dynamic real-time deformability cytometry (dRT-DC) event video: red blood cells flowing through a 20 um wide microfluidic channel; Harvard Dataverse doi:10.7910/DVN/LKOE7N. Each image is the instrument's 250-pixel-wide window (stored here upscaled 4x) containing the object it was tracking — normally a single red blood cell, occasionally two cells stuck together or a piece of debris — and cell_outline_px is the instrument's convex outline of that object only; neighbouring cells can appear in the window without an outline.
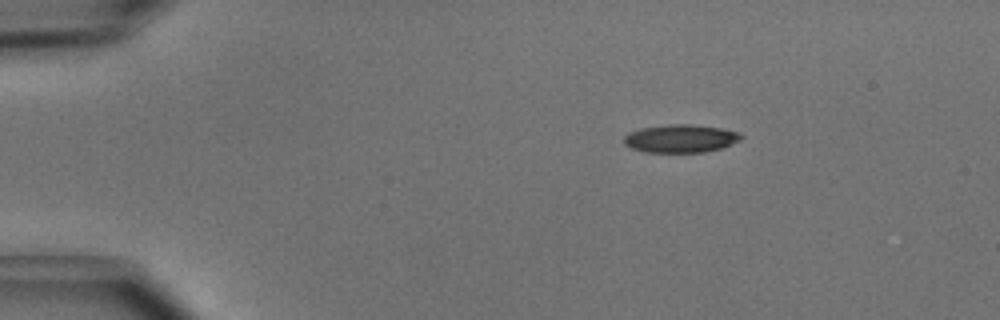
{"species": "common noctule bat (a hibernating species)", "species_latin": "Nyctalus noctula", "temperature_condition": "cold", "stored_images_in_passage": 3, "camera_frame_rate_fps": 3000, "um_per_image_px": 0.085, "animal": {"sex": "male", "body_mass_g": 15.6}, "frame": {"image": 1, "passage_image": 1, "time_ms": 0.0, "image_size_px": [1000, 320], "cell_outline_px": [[744, 136], [740, 140], [720, 148], [704, 152], [644, 152], [632, 148], [624, 144], [624, 136], [628, 132], [640, 128], [668, 124], [692, 124], [720, 128], [740, 132]], "centroid_in_image_um": [57.83, 11.76], "position_along_channel_um": 27.2, "area_um2": 19.19}}
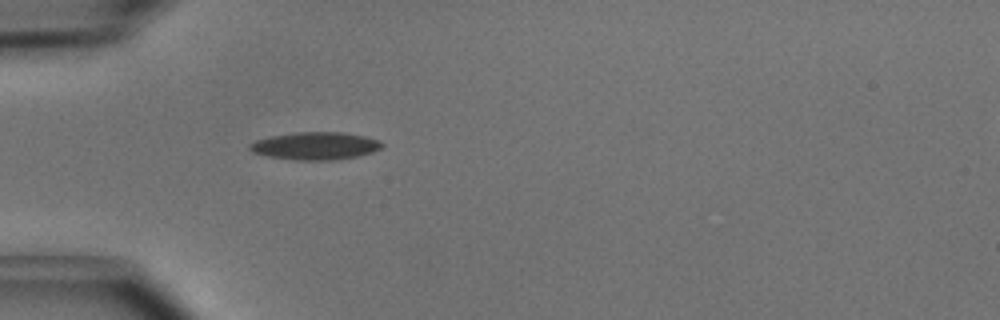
{"frame": {"image": 2, "passage_image": 3, "time_ms": 0.667, "image_size_px": [1000, 320], "cell_outline_px": [[384, 144], [380, 148], [372, 152], [356, 156], [336, 160], [292, 160], [268, 156], [252, 152], [248, 148], [248, 144], [256, 140], [272, 136], [296, 132], [340, 132], [364, 136], [380, 140]], "centroid_in_image_um": [26.78, 12.4], "position_along_channel_um": 58.2, "area_um2": 21.27}}